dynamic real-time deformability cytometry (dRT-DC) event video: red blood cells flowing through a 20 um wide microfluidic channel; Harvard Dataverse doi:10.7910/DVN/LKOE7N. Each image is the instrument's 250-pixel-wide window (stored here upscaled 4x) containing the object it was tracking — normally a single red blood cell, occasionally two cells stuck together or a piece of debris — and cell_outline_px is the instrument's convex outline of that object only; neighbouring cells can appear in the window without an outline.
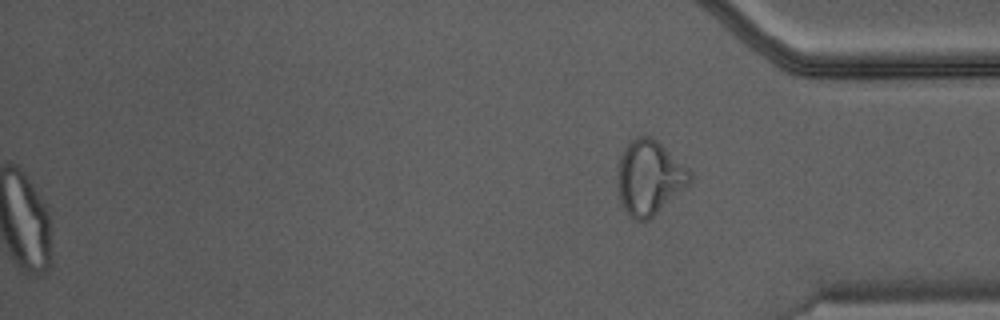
{"species": "Egyptian fruit bat (a non-hibernating species)", "species_latin": "Rousettus aegyptiacus", "temperature_condition": "warm", "stored_images_in_passage": 47, "segment_of_instrument_passage": [2, 2], "camera_frame_rate_fps": 3000, "um_per_image_px": 0.085, "animal": {"sex": "male"}, "frame": {"image": 1, "passage_image": 47, "time_ms": 15.333, "image_size_px": [1000, 320], "cell_outline_px": [[692, 180], [684, 188], [648, 220], [636, 220], [624, 208], [620, 200], [620, 156], [628, 140], [636, 136], [652, 136], [688, 168], [692, 172]], "centroid_in_image_um": [55.22, 15.04], "position_along_channel_um": 380.0, "area_um2": 30.52}}